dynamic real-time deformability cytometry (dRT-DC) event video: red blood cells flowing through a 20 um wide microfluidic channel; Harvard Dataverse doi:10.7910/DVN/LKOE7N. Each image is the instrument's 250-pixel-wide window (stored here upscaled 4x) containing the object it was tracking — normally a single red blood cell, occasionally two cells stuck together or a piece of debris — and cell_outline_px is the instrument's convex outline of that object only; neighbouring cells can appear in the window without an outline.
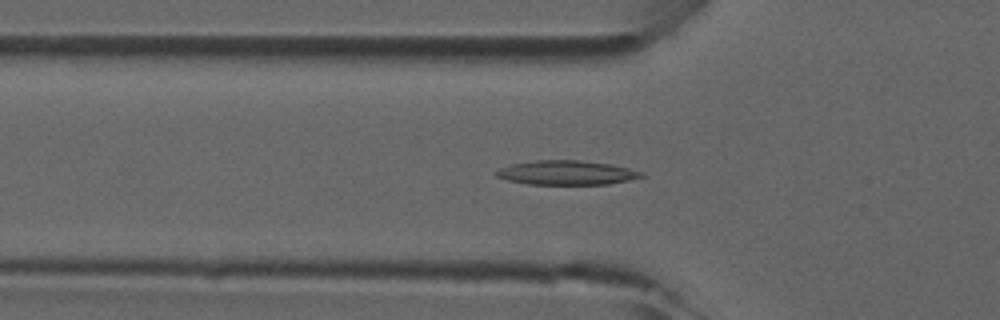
{"species": "common noctule bat (a hibernating species)", "species_latin": "Nyctalus noctula", "temperature_condition": "room temperature", "stored_images_in_passage": 40, "camera_frame_rate_fps": 3000, "um_per_image_px": 0.085, "animal": {"sex": "male", "forearm_length_mm": 52.5}, "frame": {"image": 1, "passage_image": 16, "time_ms": 5.0, "image_size_px": [1000, 320], "cell_outline_px": [[644, 176], [628, 180], [608, 184], [528, 184], [508, 180], [496, 176], [492, 172], [500, 168], [512, 164], [536, 160], [580, 160], [608, 164], [628, 168], [640, 172]], "centroid_in_image_um": [48.09, 14.68], "position_along_channel_um": 77.7, "area_um2": 20.29}}
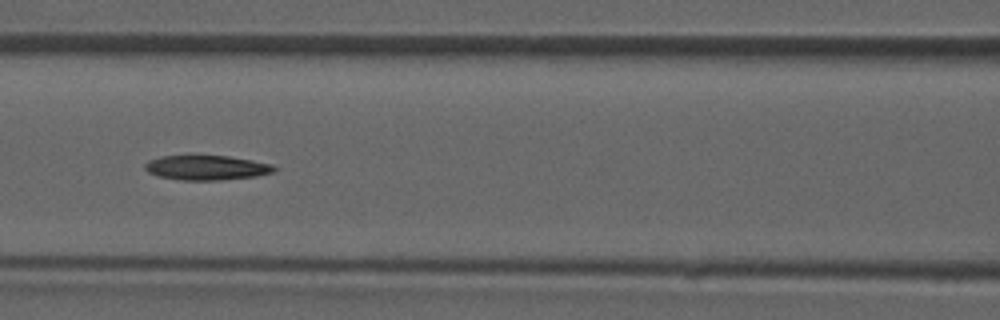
{"frame": {"image": 2, "passage_image": 21, "time_ms": 6.667, "image_size_px": [1000, 320], "cell_outline_px": [[276, 168], [272, 172], [256, 176], [220, 180], [180, 180], [156, 176], [148, 172], [144, 168], [144, 164], [148, 160], [160, 156], [188, 152], [228, 156], [252, 160], [272, 164]], "centroid_in_image_um": [17.45, 14.2], "position_along_channel_um": 149.2, "area_um2": 19.54}}